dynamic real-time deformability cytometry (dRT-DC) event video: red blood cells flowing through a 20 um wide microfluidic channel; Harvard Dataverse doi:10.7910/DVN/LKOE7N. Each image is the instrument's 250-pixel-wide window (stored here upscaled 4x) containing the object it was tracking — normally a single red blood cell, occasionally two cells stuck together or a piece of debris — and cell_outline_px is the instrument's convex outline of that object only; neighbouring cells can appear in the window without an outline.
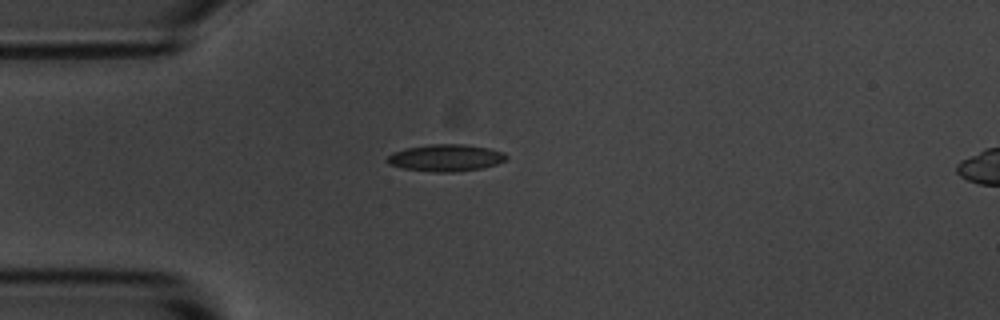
{"species": "common noctule bat (a hibernating species)", "species_latin": "Nyctalus noctula", "temperature_condition": "room temperature", "stored_images_in_passage": 4, "camera_frame_rate_fps": 3000, "um_per_image_px": 0.085, "animal": {"sex": "male", "body_mass_g": 20.1, "forearm_length_mm": 53.5}, "frame": {"image": 1, "passage_image": 1, "time_ms": 0.0, "image_size_px": [1000, 320], "cell_outline_px": [[508, 160], [496, 164], [480, 168], [456, 172], [432, 172], [404, 168], [388, 164], [384, 160], [392, 152], [404, 148], [432, 144], [464, 144], [488, 148], [504, 152], [508, 156]], "centroid_in_image_um": [37.88, 13.41], "position_along_channel_um": 47.1, "area_um2": 18.84}}
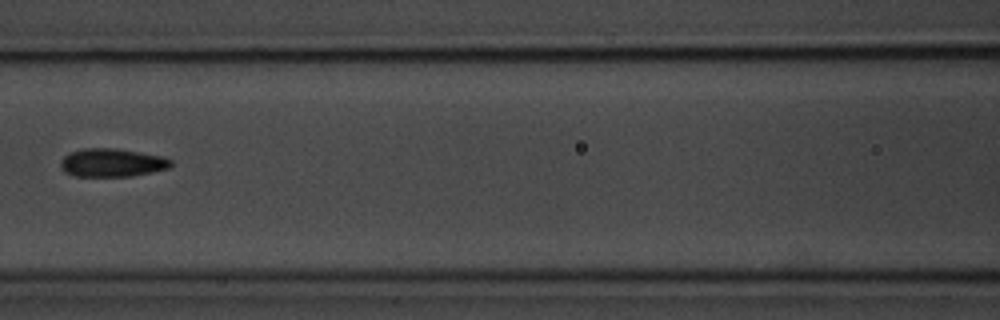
{"frame": {"image": 2, "passage_image": 4, "time_ms": 3.333, "image_size_px": [1000, 320], "cell_outline_px": [[172, 164], [168, 168], [152, 172], [132, 176], [76, 176], [64, 172], [60, 168], [60, 160], [68, 152], [84, 148], [116, 148], [160, 156], [172, 160]], "centroid_in_image_um": [9.47, 13.82], "position_along_channel_um": 157.1, "area_um2": 18.21}}